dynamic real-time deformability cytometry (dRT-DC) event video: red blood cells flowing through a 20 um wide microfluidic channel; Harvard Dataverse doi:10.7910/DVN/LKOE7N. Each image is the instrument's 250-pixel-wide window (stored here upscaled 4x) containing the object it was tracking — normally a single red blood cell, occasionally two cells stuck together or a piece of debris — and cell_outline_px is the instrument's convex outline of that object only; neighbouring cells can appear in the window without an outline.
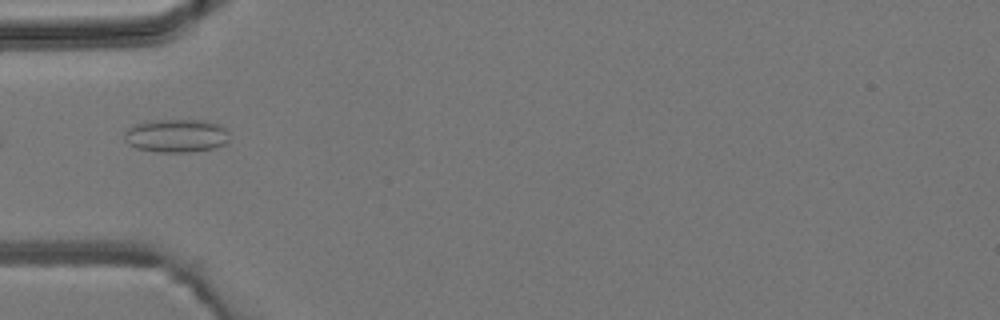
{"species": "common noctule bat (a hibernating species)", "species_latin": "Nyctalus noctula", "temperature_condition": "room temperature", "stored_images_in_passage": 5, "camera_frame_rate_fps": 3000, "um_per_image_px": 0.085, "animal": {"sex": "male", "body_mass_g": 19.2, "forearm_length_mm": 51.8}, "frame": {"image": 1, "passage_image": 4, "time_ms": 3.667, "image_size_px": [1000, 320], "cell_outline_px": [[228, 140], [224, 144], [212, 148], [188, 152], [160, 152], [136, 148], [128, 144], [124, 140], [124, 132], [128, 128], [136, 124], [148, 120], [204, 120], [216, 124], [224, 128], [228, 132]], "centroid_in_image_um": [14.94, 11.53], "position_along_channel_um": 70.1, "area_um2": 20.29}}